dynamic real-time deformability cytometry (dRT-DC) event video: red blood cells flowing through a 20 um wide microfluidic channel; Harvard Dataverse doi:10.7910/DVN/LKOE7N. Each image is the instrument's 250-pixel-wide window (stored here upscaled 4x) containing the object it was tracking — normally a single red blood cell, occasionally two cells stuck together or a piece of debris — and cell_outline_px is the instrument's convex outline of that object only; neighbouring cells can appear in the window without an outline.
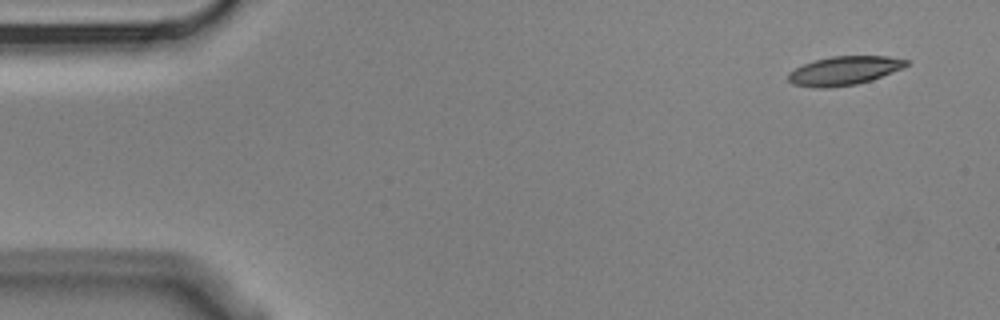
{"species": "Egyptian fruit bat (a non-hibernating species)", "species_latin": "Rousettus aegyptiacus", "temperature_condition": "cold", "stored_images_in_passage": 3, "camera_frame_rate_fps": 3000, "um_per_image_px": 0.085, "animal": {"sex": "male"}, "frame": {"image": 1, "passage_image": 1, "time_ms": 0.0, "image_size_px": [1000, 320], "cell_outline_px": [[908, 64], [904, 68], [872, 80], [856, 84], [828, 88], [812, 88], [792, 84], [788, 80], [788, 72], [804, 64], [816, 60], [832, 56], [888, 56], [908, 60]], "centroid_in_image_um": [71.75, 6.02], "position_along_channel_um": 13.2, "area_um2": 19.88}}